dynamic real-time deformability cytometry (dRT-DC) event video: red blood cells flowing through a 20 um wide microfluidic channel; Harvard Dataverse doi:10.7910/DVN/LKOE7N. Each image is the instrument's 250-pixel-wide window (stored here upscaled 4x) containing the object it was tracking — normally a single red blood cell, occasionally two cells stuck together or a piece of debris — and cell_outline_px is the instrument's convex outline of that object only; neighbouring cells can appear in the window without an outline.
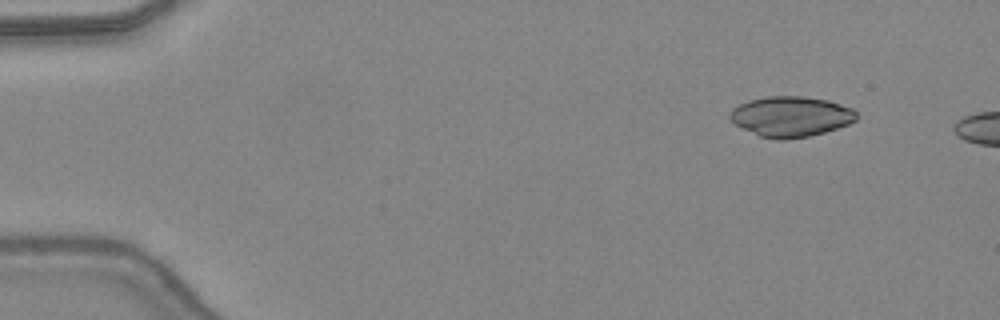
{"species": "common noctule bat (a hibernating species)", "species_latin": "Nyctalus noctula", "temperature_condition": "warm", "stored_images_in_passage": 4, "camera_frame_rate_fps": 3000, "um_per_image_px": 0.085, "animal": {"sex": "female", "body_mass_g": 24.6, "forearm_length_mm": 56.2}, "frame": {"image": 1, "passage_image": 1, "time_ms": 0.0, "image_size_px": [1000, 320], "cell_outline_px": [[856, 120], [848, 124], [824, 132], [808, 136], [784, 140], [776, 140], [760, 136], [736, 124], [728, 116], [732, 108], [748, 100], [768, 96], [800, 96], [828, 100], [852, 108], [856, 112]], "centroid_in_image_um": [67.21, 9.9], "position_along_channel_um": 17.8, "area_um2": 29.54}}